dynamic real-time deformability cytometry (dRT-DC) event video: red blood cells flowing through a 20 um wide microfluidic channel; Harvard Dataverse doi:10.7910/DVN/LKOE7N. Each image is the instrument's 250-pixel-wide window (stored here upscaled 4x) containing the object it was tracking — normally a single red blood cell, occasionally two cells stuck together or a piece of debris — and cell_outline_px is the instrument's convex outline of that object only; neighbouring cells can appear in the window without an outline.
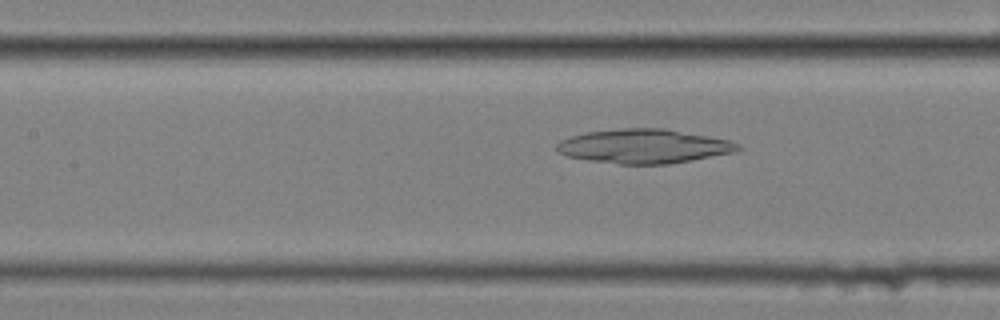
{"species": "common noctule bat (a hibernating species)", "species_latin": "Nyctalus noctula", "temperature_condition": "cold", "stored_images_in_passage": 57, "camera_frame_rate_fps": 3000, "um_per_image_px": 0.085, "animal": {"sex": "female", "body_mass_g": 25.1}, "frame": {"image": 1, "passage_image": 25, "time_ms": 8.0, "image_size_px": [1000, 320], "cell_outline_px": [[744, 148], [736, 152], [692, 160], [668, 164], [620, 164], [588, 160], [568, 156], [560, 152], [556, 148], [556, 144], [560, 140], [584, 132], [620, 128], [664, 128], [732, 140], [740, 144]], "centroid_in_image_um": [54.78, 12.42], "position_along_channel_um": 152.6, "area_um2": 36.3}}
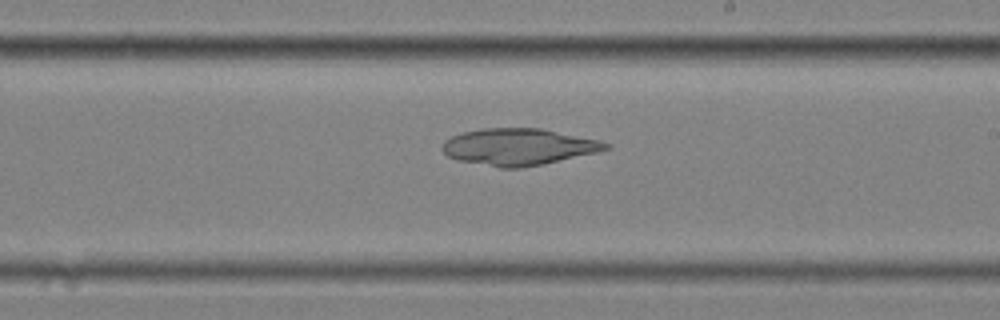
{"frame": {"image": 2, "passage_image": 33, "time_ms": 10.667, "image_size_px": [1000, 320], "cell_outline_px": [[612, 148], [596, 152], [540, 164], [520, 168], [500, 168], [456, 160], [448, 156], [440, 148], [444, 140], [452, 136], [464, 132], [484, 128], [540, 128], [600, 140], [612, 144]], "centroid_in_image_um": [44.05, 12.48], "position_along_channel_um": 244.9, "area_um2": 34.85}}
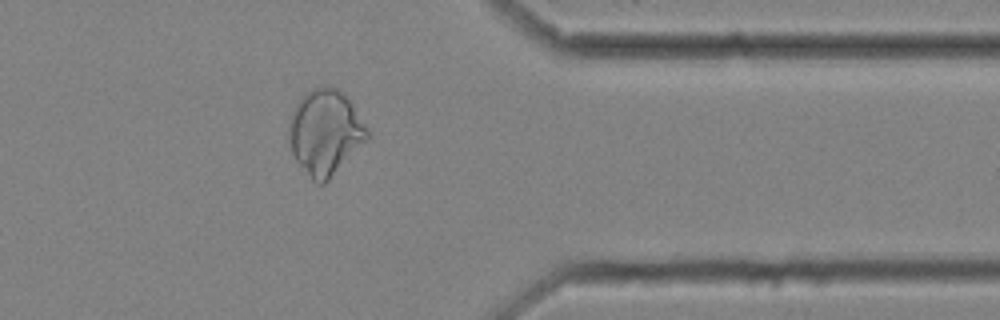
{"frame": {"image": 3, "passage_image": 46, "time_ms": 15.0, "image_size_px": [1000, 320], "cell_outline_px": [[372, 136], [324, 184], [316, 184], [312, 180], [296, 160], [292, 152], [288, 132], [288, 124], [292, 112], [296, 104], [304, 92], [312, 88], [324, 84], [336, 88], [352, 104], [368, 128]], "centroid_in_image_um": [27.65, 11.23], "position_along_channel_um": 383.8, "area_um2": 39.02}}